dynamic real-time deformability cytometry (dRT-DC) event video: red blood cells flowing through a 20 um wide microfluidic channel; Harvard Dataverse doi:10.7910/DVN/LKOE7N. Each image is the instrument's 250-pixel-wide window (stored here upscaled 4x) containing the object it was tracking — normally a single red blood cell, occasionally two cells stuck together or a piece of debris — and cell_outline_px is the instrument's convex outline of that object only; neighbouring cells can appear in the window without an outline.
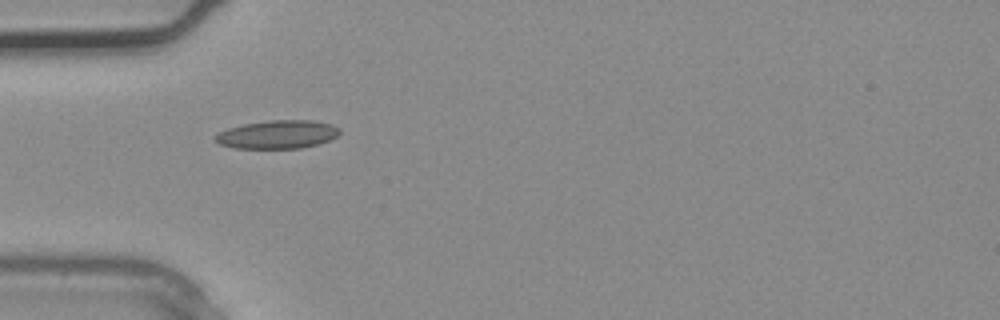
{"species": "common noctule bat (a hibernating species)", "species_latin": "Nyctalus noctula", "temperature_condition": "warm", "stored_images_in_passage": 2, "camera_frame_rate_fps": 3000, "um_per_image_px": 0.085, "animal": {"sex": "male", "body_mass_g": 20.4}, "frame": {"image": 1, "passage_image": 2, "time_ms": 0.333, "image_size_px": [1000, 320], "cell_outline_px": [[340, 132], [336, 136], [328, 140], [316, 144], [300, 148], [236, 148], [220, 144], [212, 140], [212, 136], [228, 128], [244, 124], [268, 120], [312, 120], [332, 124], [340, 128]], "centroid_in_image_um": [23.56, 11.42], "position_along_channel_um": 61.4, "area_um2": 20.52}}